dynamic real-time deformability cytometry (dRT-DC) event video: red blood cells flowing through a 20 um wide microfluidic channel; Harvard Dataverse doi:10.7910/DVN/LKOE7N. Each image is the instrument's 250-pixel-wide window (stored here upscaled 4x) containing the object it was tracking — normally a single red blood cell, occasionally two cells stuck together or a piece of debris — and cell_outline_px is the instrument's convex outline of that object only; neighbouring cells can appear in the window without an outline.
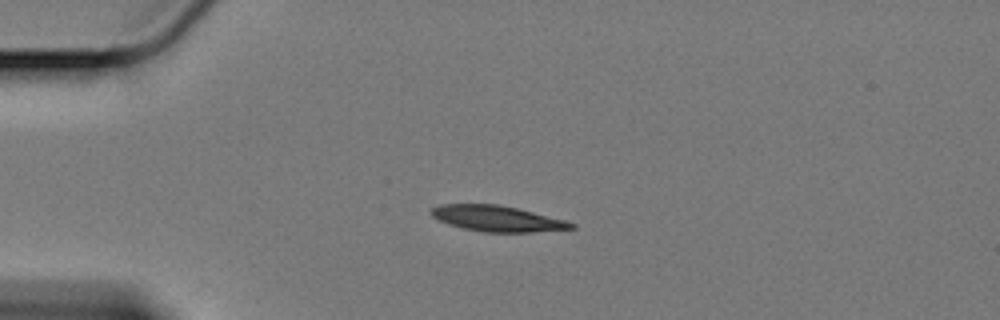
{"species": "Egyptian fruit bat (a non-hibernating species)", "species_latin": "Rousettus aegyptiacus", "temperature_condition": "cold", "stored_images_in_passage": 46, "camera_frame_rate_fps": 3000, "um_per_image_px": 0.085, "animal": {"sex": "female"}, "frame": {"image": 1, "passage_image": 1, "time_ms": 0.0, "image_size_px": [1000, 320], "cell_outline_px": [[576, 228], [532, 232], [484, 232], [464, 228], [448, 224], [432, 216], [428, 212], [432, 208], [440, 204], [496, 204], [516, 208], [564, 220], [576, 224]], "centroid_in_image_um": [42.23, 18.58], "position_along_channel_um": 42.8, "area_um2": 20.81}}
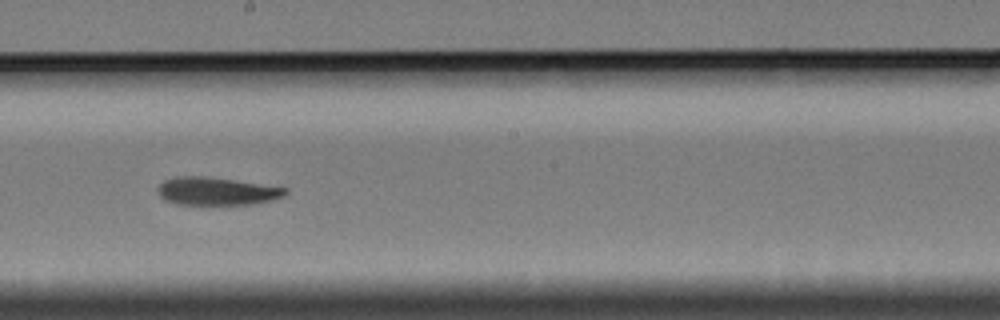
{"frame": {"image": 2, "passage_image": 20, "time_ms": 6.333, "image_size_px": [1000, 320], "cell_outline_px": [[288, 192], [284, 196], [272, 200], [252, 204], [176, 204], [164, 200], [160, 196], [156, 188], [164, 180], [176, 176], [204, 176], [288, 188]], "centroid_in_image_um": [18.38, 16.25], "position_along_channel_um": 229.8, "area_um2": 20.63}}
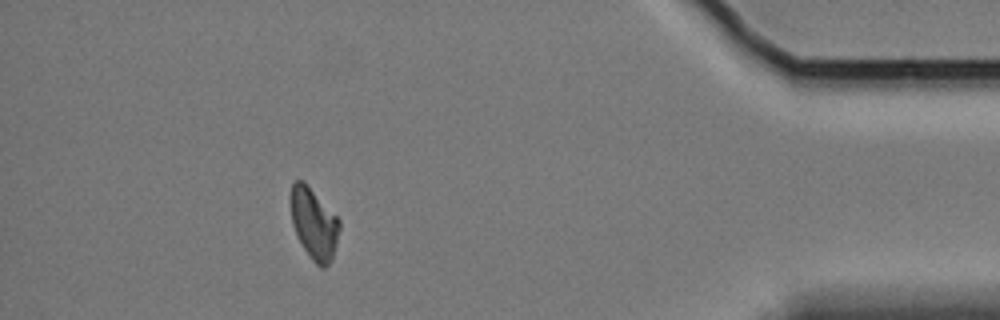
{"frame": {"image": 3, "passage_image": 40, "time_ms": 13.0, "image_size_px": [1000, 320], "cell_outline_px": [[340, 228], [332, 260], [324, 268], [320, 268], [312, 260], [304, 248], [292, 224], [292, 184], [296, 180], [304, 180], [340, 220]], "centroid_in_image_um": [26.71, 19.02], "position_along_channel_um": 408.5, "area_um2": 19.83}, "authors_computed_cell_mechanics": {"area_um2": 21.0681, "velocity_mm_per_s": 3.3751, "shape_relaxation_time_tau1_ms": 7.3067, "shape_relaxation_time_tau2_ms": null, "deformation_change_tau1": 0.1593, "deformation_change_tau2": null}}